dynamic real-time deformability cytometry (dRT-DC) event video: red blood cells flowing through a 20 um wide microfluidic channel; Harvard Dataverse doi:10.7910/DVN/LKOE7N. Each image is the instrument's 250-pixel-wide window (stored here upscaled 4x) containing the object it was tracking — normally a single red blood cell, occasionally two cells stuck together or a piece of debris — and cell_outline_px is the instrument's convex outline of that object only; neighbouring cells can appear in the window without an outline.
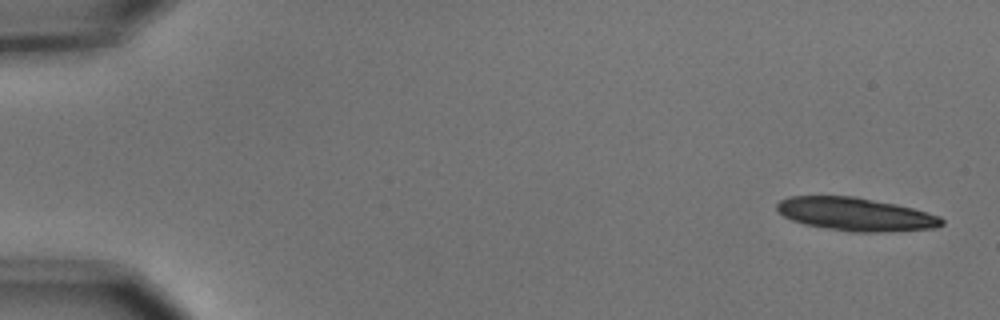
{"species": "common noctule bat (a hibernating species)", "species_latin": "Nyctalus noctula", "temperature_condition": "cold", "stored_images_in_passage": 6, "camera_frame_rate_fps": 3000, "um_per_image_px": 0.085, "animal": {"sex": "male", "body_mass_g": 15.6}, "frame": {"image": 1, "passage_image": 1, "time_ms": 0.0, "image_size_px": [1000, 320], "cell_outline_px": [[944, 224], [936, 228], [884, 232], [852, 232], [804, 224], [792, 220], [776, 212], [776, 204], [780, 200], [788, 196], [856, 196], [896, 204], [928, 212], [940, 216], [944, 220]], "centroid_in_image_um": [72.73, 18.2], "position_along_channel_um": 12.3, "area_um2": 32.08}}
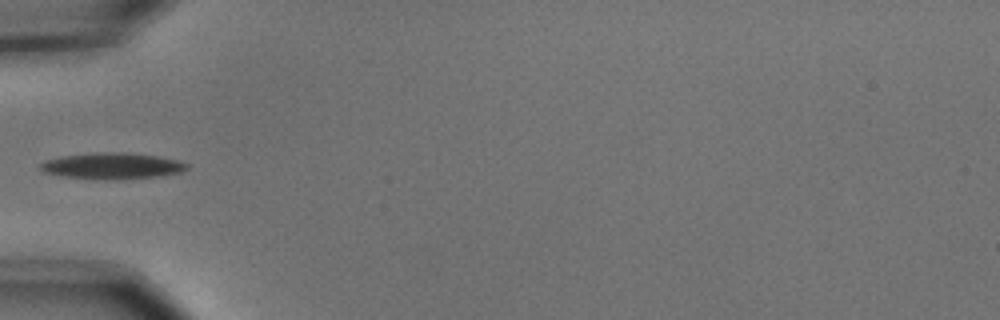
{"frame": {"image": 2, "passage_image": 6, "time_ms": 1.667, "image_size_px": [1000, 320], "cell_outline_px": [[188, 168], [180, 172], [160, 176], [108, 180], [64, 176], [44, 172], [40, 168], [40, 164], [44, 160], [60, 156], [96, 152], [124, 152], [156, 156], [180, 160], [188, 164]], "centroid_in_image_um": [9.53, 14.09], "position_along_channel_um": 75.5, "area_um2": 22.37}}